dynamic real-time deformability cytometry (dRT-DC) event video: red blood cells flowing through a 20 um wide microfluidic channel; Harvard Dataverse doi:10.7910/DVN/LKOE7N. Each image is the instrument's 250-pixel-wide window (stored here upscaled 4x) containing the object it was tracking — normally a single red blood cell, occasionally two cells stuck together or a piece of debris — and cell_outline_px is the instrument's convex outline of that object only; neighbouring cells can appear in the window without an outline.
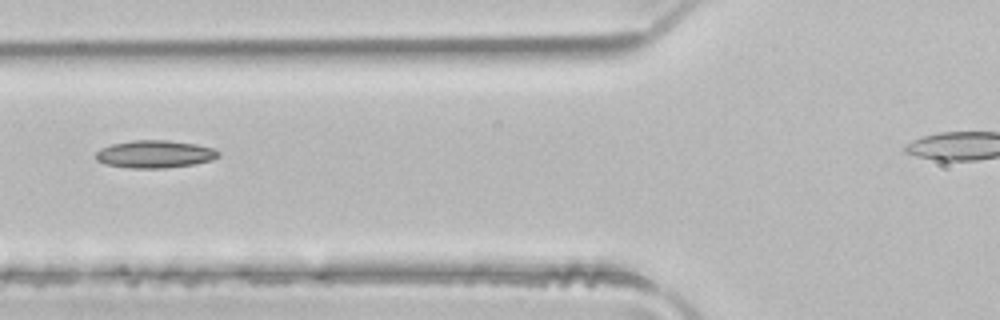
{"species": "common noctule bat (a hibernating species)", "species_latin": "Nyctalus noctula", "temperature_condition": "room temperature", "stored_images_in_passage": 3, "camera_frame_rate_fps": 3000, "um_per_image_px": 0.085, "animal": {"sex": "male", "body_mass_g": 21.5, "forearm_length_mm": 52.0}, "frame": {"image": 1, "passage_image": 3, "time_ms": 0.667, "image_size_px": [1000, 320], "cell_outline_px": [[220, 156], [212, 160], [196, 164], [164, 168], [132, 168], [104, 164], [96, 160], [96, 152], [100, 148], [112, 144], [132, 140], [168, 140], [196, 144], [212, 148], [220, 152]], "centroid_in_image_um": [13.16, 13.1], "position_along_channel_um": 112.6, "area_um2": 19.83}}